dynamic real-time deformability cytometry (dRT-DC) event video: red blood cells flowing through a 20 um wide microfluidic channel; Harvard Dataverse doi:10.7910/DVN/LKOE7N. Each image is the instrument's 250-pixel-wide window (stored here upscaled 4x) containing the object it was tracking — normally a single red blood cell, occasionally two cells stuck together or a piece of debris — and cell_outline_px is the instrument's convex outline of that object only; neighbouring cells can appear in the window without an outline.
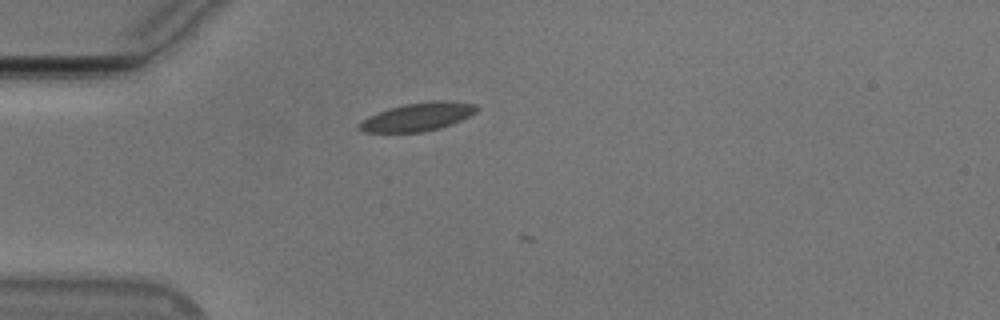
{"species": "Egyptian fruit bat (a non-hibernating species)", "species_latin": "Rousettus aegyptiacus", "temperature_condition": "cold", "stored_images_in_passage": 5, "camera_frame_rate_fps": 3000, "um_per_image_px": 0.085, "animal": {"sex": "male"}, "frame": {"image": 1, "passage_image": 1, "time_ms": 0.0, "image_size_px": [1000, 320], "cell_outline_px": [[480, 108], [476, 112], [452, 124], [440, 128], [424, 132], [364, 132], [356, 128], [368, 116], [388, 108], [404, 104], [432, 100], [444, 100], [476, 104]], "centroid_in_image_um": [35.52, 9.92], "position_along_channel_um": 49.5, "area_um2": 19.36}}